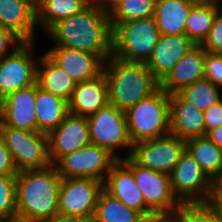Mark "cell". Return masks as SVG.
Instances as JSON below:
<instances>
[{
	"label": "cell",
	"mask_w": 222,
	"mask_h": 222,
	"mask_svg": "<svg viewBox=\"0 0 222 222\" xmlns=\"http://www.w3.org/2000/svg\"><path fill=\"white\" fill-rule=\"evenodd\" d=\"M52 46H64L97 55L105 62L113 53L109 12L90 3L81 12L56 23L46 34Z\"/></svg>",
	"instance_id": "cell-1"
},
{
	"label": "cell",
	"mask_w": 222,
	"mask_h": 222,
	"mask_svg": "<svg viewBox=\"0 0 222 222\" xmlns=\"http://www.w3.org/2000/svg\"><path fill=\"white\" fill-rule=\"evenodd\" d=\"M62 177L55 165L18 171L17 222H49L59 212Z\"/></svg>",
	"instance_id": "cell-2"
},
{
	"label": "cell",
	"mask_w": 222,
	"mask_h": 222,
	"mask_svg": "<svg viewBox=\"0 0 222 222\" xmlns=\"http://www.w3.org/2000/svg\"><path fill=\"white\" fill-rule=\"evenodd\" d=\"M102 72L108 83L109 103L126 111L159 88V81L144 63L128 62L110 56Z\"/></svg>",
	"instance_id": "cell-3"
},
{
	"label": "cell",
	"mask_w": 222,
	"mask_h": 222,
	"mask_svg": "<svg viewBox=\"0 0 222 222\" xmlns=\"http://www.w3.org/2000/svg\"><path fill=\"white\" fill-rule=\"evenodd\" d=\"M170 95L158 88L149 97L125 111L127 128L133 145L170 134Z\"/></svg>",
	"instance_id": "cell-4"
},
{
	"label": "cell",
	"mask_w": 222,
	"mask_h": 222,
	"mask_svg": "<svg viewBox=\"0 0 222 222\" xmlns=\"http://www.w3.org/2000/svg\"><path fill=\"white\" fill-rule=\"evenodd\" d=\"M154 17L120 23L113 30V53L118 59L146 64L160 38Z\"/></svg>",
	"instance_id": "cell-5"
},
{
	"label": "cell",
	"mask_w": 222,
	"mask_h": 222,
	"mask_svg": "<svg viewBox=\"0 0 222 222\" xmlns=\"http://www.w3.org/2000/svg\"><path fill=\"white\" fill-rule=\"evenodd\" d=\"M87 122L92 144L106 149L117 160L131 156L133 143L129 137L125 111L108 103L88 116ZM121 149L127 153L121 156Z\"/></svg>",
	"instance_id": "cell-6"
},
{
	"label": "cell",
	"mask_w": 222,
	"mask_h": 222,
	"mask_svg": "<svg viewBox=\"0 0 222 222\" xmlns=\"http://www.w3.org/2000/svg\"><path fill=\"white\" fill-rule=\"evenodd\" d=\"M170 181L174 196L183 206L213 204L215 201L216 185L186 150L173 168Z\"/></svg>",
	"instance_id": "cell-7"
},
{
	"label": "cell",
	"mask_w": 222,
	"mask_h": 222,
	"mask_svg": "<svg viewBox=\"0 0 222 222\" xmlns=\"http://www.w3.org/2000/svg\"><path fill=\"white\" fill-rule=\"evenodd\" d=\"M0 132L18 171L42 169L51 165L47 134L13 128L1 121Z\"/></svg>",
	"instance_id": "cell-8"
},
{
	"label": "cell",
	"mask_w": 222,
	"mask_h": 222,
	"mask_svg": "<svg viewBox=\"0 0 222 222\" xmlns=\"http://www.w3.org/2000/svg\"><path fill=\"white\" fill-rule=\"evenodd\" d=\"M131 169L145 203L157 214H176L183 205L174 196L170 175L145 168L131 156L122 159Z\"/></svg>",
	"instance_id": "cell-9"
},
{
	"label": "cell",
	"mask_w": 222,
	"mask_h": 222,
	"mask_svg": "<svg viewBox=\"0 0 222 222\" xmlns=\"http://www.w3.org/2000/svg\"><path fill=\"white\" fill-rule=\"evenodd\" d=\"M36 45L35 41L23 42L0 61V101L7 95L37 82L39 57L34 55Z\"/></svg>",
	"instance_id": "cell-10"
},
{
	"label": "cell",
	"mask_w": 222,
	"mask_h": 222,
	"mask_svg": "<svg viewBox=\"0 0 222 222\" xmlns=\"http://www.w3.org/2000/svg\"><path fill=\"white\" fill-rule=\"evenodd\" d=\"M116 160L106 149L90 143L62 157L55 166L62 178H92L104 183Z\"/></svg>",
	"instance_id": "cell-11"
},
{
	"label": "cell",
	"mask_w": 222,
	"mask_h": 222,
	"mask_svg": "<svg viewBox=\"0 0 222 222\" xmlns=\"http://www.w3.org/2000/svg\"><path fill=\"white\" fill-rule=\"evenodd\" d=\"M185 150L184 140L168 134L135 143L131 157L145 168L170 175Z\"/></svg>",
	"instance_id": "cell-12"
},
{
	"label": "cell",
	"mask_w": 222,
	"mask_h": 222,
	"mask_svg": "<svg viewBox=\"0 0 222 222\" xmlns=\"http://www.w3.org/2000/svg\"><path fill=\"white\" fill-rule=\"evenodd\" d=\"M103 182L92 178H62L59 188V213L93 217Z\"/></svg>",
	"instance_id": "cell-13"
},
{
	"label": "cell",
	"mask_w": 222,
	"mask_h": 222,
	"mask_svg": "<svg viewBox=\"0 0 222 222\" xmlns=\"http://www.w3.org/2000/svg\"><path fill=\"white\" fill-rule=\"evenodd\" d=\"M87 117L68 113L48 134L49 159L55 165L62 157L90 144Z\"/></svg>",
	"instance_id": "cell-14"
},
{
	"label": "cell",
	"mask_w": 222,
	"mask_h": 222,
	"mask_svg": "<svg viewBox=\"0 0 222 222\" xmlns=\"http://www.w3.org/2000/svg\"><path fill=\"white\" fill-rule=\"evenodd\" d=\"M103 189L121 200L129 208L140 212L147 220L157 215L146 203L134 180L132 169L122 160H116L103 183Z\"/></svg>",
	"instance_id": "cell-15"
},
{
	"label": "cell",
	"mask_w": 222,
	"mask_h": 222,
	"mask_svg": "<svg viewBox=\"0 0 222 222\" xmlns=\"http://www.w3.org/2000/svg\"><path fill=\"white\" fill-rule=\"evenodd\" d=\"M36 83L7 95L0 101V121L7 126L37 131Z\"/></svg>",
	"instance_id": "cell-16"
},
{
	"label": "cell",
	"mask_w": 222,
	"mask_h": 222,
	"mask_svg": "<svg viewBox=\"0 0 222 222\" xmlns=\"http://www.w3.org/2000/svg\"><path fill=\"white\" fill-rule=\"evenodd\" d=\"M0 26L13 32L23 42L36 41L35 34L38 30L36 2L0 0Z\"/></svg>",
	"instance_id": "cell-17"
},
{
	"label": "cell",
	"mask_w": 222,
	"mask_h": 222,
	"mask_svg": "<svg viewBox=\"0 0 222 222\" xmlns=\"http://www.w3.org/2000/svg\"><path fill=\"white\" fill-rule=\"evenodd\" d=\"M45 53L77 83L92 80L102 73L104 62L95 54L64 46H52Z\"/></svg>",
	"instance_id": "cell-18"
},
{
	"label": "cell",
	"mask_w": 222,
	"mask_h": 222,
	"mask_svg": "<svg viewBox=\"0 0 222 222\" xmlns=\"http://www.w3.org/2000/svg\"><path fill=\"white\" fill-rule=\"evenodd\" d=\"M204 62L205 49L202 45H196L173 66L159 82V87L171 95L204 79Z\"/></svg>",
	"instance_id": "cell-19"
},
{
	"label": "cell",
	"mask_w": 222,
	"mask_h": 222,
	"mask_svg": "<svg viewBox=\"0 0 222 222\" xmlns=\"http://www.w3.org/2000/svg\"><path fill=\"white\" fill-rule=\"evenodd\" d=\"M196 44L186 35H160L150 60L146 63L160 82L173 66Z\"/></svg>",
	"instance_id": "cell-20"
},
{
	"label": "cell",
	"mask_w": 222,
	"mask_h": 222,
	"mask_svg": "<svg viewBox=\"0 0 222 222\" xmlns=\"http://www.w3.org/2000/svg\"><path fill=\"white\" fill-rule=\"evenodd\" d=\"M170 134L186 141L206 136L203 111L184 101L177 93L170 95Z\"/></svg>",
	"instance_id": "cell-21"
},
{
	"label": "cell",
	"mask_w": 222,
	"mask_h": 222,
	"mask_svg": "<svg viewBox=\"0 0 222 222\" xmlns=\"http://www.w3.org/2000/svg\"><path fill=\"white\" fill-rule=\"evenodd\" d=\"M108 103V83L102 72L92 80L76 84L68 101V109L70 113L88 117Z\"/></svg>",
	"instance_id": "cell-22"
},
{
	"label": "cell",
	"mask_w": 222,
	"mask_h": 222,
	"mask_svg": "<svg viewBox=\"0 0 222 222\" xmlns=\"http://www.w3.org/2000/svg\"><path fill=\"white\" fill-rule=\"evenodd\" d=\"M37 82L44 90L67 101H69L77 84V82L45 52L39 55Z\"/></svg>",
	"instance_id": "cell-23"
},
{
	"label": "cell",
	"mask_w": 222,
	"mask_h": 222,
	"mask_svg": "<svg viewBox=\"0 0 222 222\" xmlns=\"http://www.w3.org/2000/svg\"><path fill=\"white\" fill-rule=\"evenodd\" d=\"M37 131L49 134L69 113L68 101L41 88L36 82Z\"/></svg>",
	"instance_id": "cell-24"
},
{
	"label": "cell",
	"mask_w": 222,
	"mask_h": 222,
	"mask_svg": "<svg viewBox=\"0 0 222 222\" xmlns=\"http://www.w3.org/2000/svg\"><path fill=\"white\" fill-rule=\"evenodd\" d=\"M192 7L188 0H156L154 19L160 34H185L186 19Z\"/></svg>",
	"instance_id": "cell-25"
},
{
	"label": "cell",
	"mask_w": 222,
	"mask_h": 222,
	"mask_svg": "<svg viewBox=\"0 0 222 222\" xmlns=\"http://www.w3.org/2000/svg\"><path fill=\"white\" fill-rule=\"evenodd\" d=\"M186 151L198 162L203 172L217 185L222 180V149L207 136L185 141Z\"/></svg>",
	"instance_id": "cell-26"
},
{
	"label": "cell",
	"mask_w": 222,
	"mask_h": 222,
	"mask_svg": "<svg viewBox=\"0 0 222 222\" xmlns=\"http://www.w3.org/2000/svg\"><path fill=\"white\" fill-rule=\"evenodd\" d=\"M90 3L88 0H38V31L47 33L56 23L81 12Z\"/></svg>",
	"instance_id": "cell-27"
},
{
	"label": "cell",
	"mask_w": 222,
	"mask_h": 222,
	"mask_svg": "<svg viewBox=\"0 0 222 222\" xmlns=\"http://www.w3.org/2000/svg\"><path fill=\"white\" fill-rule=\"evenodd\" d=\"M93 218L95 222H147L140 212L129 208L104 189L98 196Z\"/></svg>",
	"instance_id": "cell-28"
},
{
	"label": "cell",
	"mask_w": 222,
	"mask_h": 222,
	"mask_svg": "<svg viewBox=\"0 0 222 222\" xmlns=\"http://www.w3.org/2000/svg\"><path fill=\"white\" fill-rule=\"evenodd\" d=\"M222 6L193 5L185 24V34L196 44L202 45L209 36L213 21Z\"/></svg>",
	"instance_id": "cell-29"
},
{
	"label": "cell",
	"mask_w": 222,
	"mask_h": 222,
	"mask_svg": "<svg viewBox=\"0 0 222 222\" xmlns=\"http://www.w3.org/2000/svg\"><path fill=\"white\" fill-rule=\"evenodd\" d=\"M156 0H121L110 11L114 30L120 23L154 17Z\"/></svg>",
	"instance_id": "cell-30"
},
{
	"label": "cell",
	"mask_w": 222,
	"mask_h": 222,
	"mask_svg": "<svg viewBox=\"0 0 222 222\" xmlns=\"http://www.w3.org/2000/svg\"><path fill=\"white\" fill-rule=\"evenodd\" d=\"M177 94L184 101L190 102L204 112L212 104L222 99V88L204 78L182 88Z\"/></svg>",
	"instance_id": "cell-31"
},
{
	"label": "cell",
	"mask_w": 222,
	"mask_h": 222,
	"mask_svg": "<svg viewBox=\"0 0 222 222\" xmlns=\"http://www.w3.org/2000/svg\"><path fill=\"white\" fill-rule=\"evenodd\" d=\"M0 222H17L16 176L0 175Z\"/></svg>",
	"instance_id": "cell-32"
},
{
	"label": "cell",
	"mask_w": 222,
	"mask_h": 222,
	"mask_svg": "<svg viewBox=\"0 0 222 222\" xmlns=\"http://www.w3.org/2000/svg\"><path fill=\"white\" fill-rule=\"evenodd\" d=\"M188 222H222V212L214 204L187 205Z\"/></svg>",
	"instance_id": "cell-33"
},
{
	"label": "cell",
	"mask_w": 222,
	"mask_h": 222,
	"mask_svg": "<svg viewBox=\"0 0 222 222\" xmlns=\"http://www.w3.org/2000/svg\"><path fill=\"white\" fill-rule=\"evenodd\" d=\"M205 78L222 88V54L205 51Z\"/></svg>",
	"instance_id": "cell-34"
},
{
	"label": "cell",
	"mask_w": 222,
	"mask_h": 222,
	"mask_svg": "<svg viewBox=\"0 0 222 222\" xmlns=\"http://www.w3.org/2000/svg\"><path fill=\"white\" fill-rule=\"evenodd\" d=\"M202 46L207 52L222 54V10L215 17L209 36Z\"/></svg>",
	"instance_id": "cell-35"
},
{
	"label": "cell",
	"mask_w": 222,
	"mask_h": 222,
	"mask_svg": "<svg viewBox=\"0 0 222 222\" xmlns=\"http://www.w3.org/2000/svg\"><path fill=\"white\" fill-rule=\"evenodd\" d=\"M23 41L8 29L0 26V61L19 47Z\"/></svg>",
	"instance_id": "cell-36"
},
{
	"label": "cell",
	"mask_w": 222,
	"mask_h": 222,
	"mask_svg": "<svg viewBox=\"0 0 222 222\" xmlns=\"http://www.w3.org/2000/svg\"><path fill=\"white\" fill-rule=\"evenodd\" d=\"M17 173L18 170L0 132V175L16 176Z\"/></svg>",
	"instance_id": "cell-37"
},
{
	"label": "cell",
	"mask_w": 222,
	"mask_h": 222,
	"mask_svg": "<svg viewBox=\"0 0 222 222\" xmlns=\"http://www.w3.org/2000/svg\"><path fill=\"white\" fill-rule=\"evenodd\" d=\"M205 121L206 135L209 131L222 125V99L212 104L203 112Z\"/></svg>",
	"instance_id": "cell-38"
},
{
	"label": "cell",
	"mask_w": 222,
	"mask_h": 222,
	"mask_svg": "<svg viewBox=\"0 0 222 222\" xmlns=\"http://www.w3.org/2000/svg\"><path fill=\"white\" fill-rule=\"evenodd\" d=\"M147 222H188L187 220V205L183 210L176 214L155 215L147 220Z\"/></svg>",
	"instance_id": "cell-39"
},
{
	"label": "cell",
	"mask_w": 222,
	"mask_h": 222,
	"mask_svg": "<svg viewBox=\"0 0 222 222\" xmlns=\"http://www.w3.org/2000/svg\"><path fill=\"white\" fill-rule=\"evenodd\" d=\"M49 222H95L93 217H79L57 213Z\"/></svg>",
	"instance_id": "cell-40"
},
{
	"label": "cell",
	"mask_w": 222,
	"mask_h": 222,
	"mask_svg": "<svg viewBox=\"0 0 222 222\" xmlns=\"http://www.w3.org/2000/svg\"><path fill=\"white\" fill-rule=\"evenodd\" d=\"M215 145L222 149V125L209 131L206 135Z\"/></svg>",
	"instance_id": "cell-41"
},
{
	"label": "cell",
	"mask_w": 222,
	"mask_h": 222,
	"mask_svg": "<svg viewBox=\"0 0 222 222\" xmlns=\"http://www.w3.org/2000/svg\"><path fill=\"white\" fill-rule=\"evenodd\" d=\"M213 204L222 212V180L216 185V197Z\"/></svg>",
	"instance_id": "cell-42"
},
{
	"label": "cell",
	"mask_w": 222,
	"mask_h": 222,
	"mask_svg": "<svg viewBox=\"0 0 222 222\" xmlns=\"http://www.w3.org/2000/svg\"><path fill=\"white\" fill-rule=\"evenodd\" d=\"M193 5L222 6V0H188Z\"/></svg>",
	"instance_id": "cell-43"
},
{
	"label": "cell",
	"mask_w": 222,
	"mask_h": 222,
	"mask_svg": "<svg viewBox=\"0 0 222 222\" xmlns=\"http://www.w3.org/2000/svg\"><path fill=\"white\" fill-rule=\"evenodd\" d=\"M121 0H99L97 3L106 11H110Z\"/></svg>",
	"instance_id": "cell-44"
},
{
	"label": "cell",
	"mask_w": 222,
	"mask_h": 222,
	"mask_svg": "<svg viewBox=\"0 0 222 222\" xmlns=\"http://www.w3.org/2000/svg\"><path fill=\"white\" fill-rule=\"evenodd\" d=\"M91 3H97L99 0H88Z\"/></svg>",
	"instance_id": "cell-45"
}]
</instances>
